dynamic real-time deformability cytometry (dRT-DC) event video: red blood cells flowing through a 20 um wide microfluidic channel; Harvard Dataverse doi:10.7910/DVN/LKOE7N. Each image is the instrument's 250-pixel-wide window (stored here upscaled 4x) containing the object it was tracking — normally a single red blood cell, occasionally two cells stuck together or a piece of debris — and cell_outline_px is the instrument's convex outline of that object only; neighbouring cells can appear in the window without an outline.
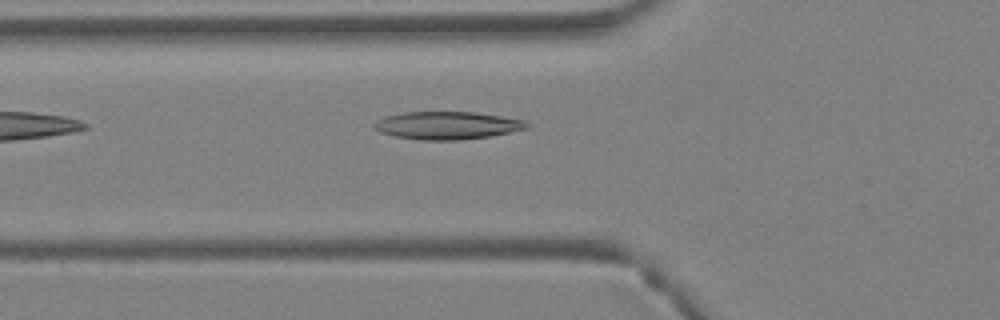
{"species": "Egyptian fruit bat (a non-hibernating species)", "species_latin": "Rousettus aegyptiacus", "temperature_condition": "warm", "stored_images_in_passage": 5, "camera_frame_rate_fps": 3000, "um_per_image_px": 0.085, "animal": {"sex": "female"}, "frame": {"image": 1, "passage_image": 5, "time_ms": 1.333, "image_size_px": [1000, 320], "cell_outline_px": [[532, 124], [528, 128], [492, 136], [456, 140], [420, 140], [396, 136], [380, 132], [372, 124], [376, 120], [384, 116], [404, 112], [476, 112], [524, 120]], "centroid_in_image_um": [38.03, 10.66], "position_along_channel_um": 87.8, "area_um2": 24.74}}